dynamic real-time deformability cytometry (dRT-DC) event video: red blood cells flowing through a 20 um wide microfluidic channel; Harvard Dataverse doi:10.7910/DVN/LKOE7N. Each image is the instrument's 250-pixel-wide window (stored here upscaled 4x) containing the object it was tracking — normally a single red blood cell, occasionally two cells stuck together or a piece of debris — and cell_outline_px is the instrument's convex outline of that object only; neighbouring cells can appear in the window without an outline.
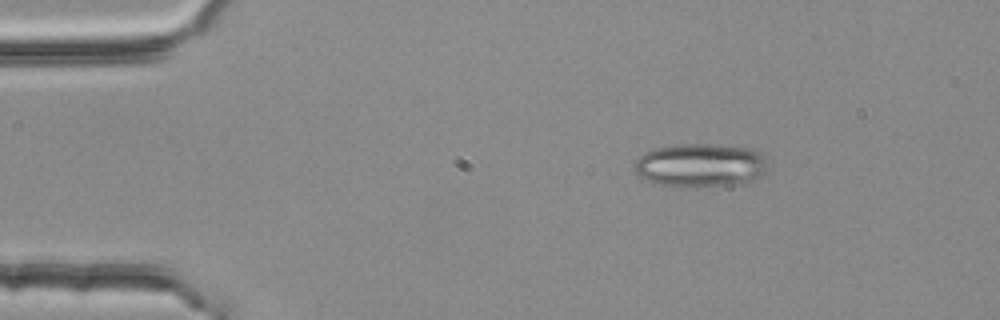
{"species": "common noctule bat (a hibernating species)", "species_latin": "Nyctalus noctula", "temperature_condition": "room temperature", "stored_images_in_passage": 6, "camera_frame_rate_fps": 3000, "um_per_image_px": 0.085, "animal": {"sex": "female", "body_mass_g": 25.1}, "frame": {"image": 1, "passage_image": 2, "time_ms": 0.333, "image_size_px": [1000, 320], "cell_outline_px": [[764, 172], [756, 180], [732, 184], [652, 184], [640, 176], [636, 172], [632, 164], [644, 152], [656, 148], [676, 144], [712, 144], [748, 148], [760, 152], [764, 156]], "centroid_in_image_um": [59.49, 14.0], "position_along_channel_um": 25.5, "area_um2": 32.89}}